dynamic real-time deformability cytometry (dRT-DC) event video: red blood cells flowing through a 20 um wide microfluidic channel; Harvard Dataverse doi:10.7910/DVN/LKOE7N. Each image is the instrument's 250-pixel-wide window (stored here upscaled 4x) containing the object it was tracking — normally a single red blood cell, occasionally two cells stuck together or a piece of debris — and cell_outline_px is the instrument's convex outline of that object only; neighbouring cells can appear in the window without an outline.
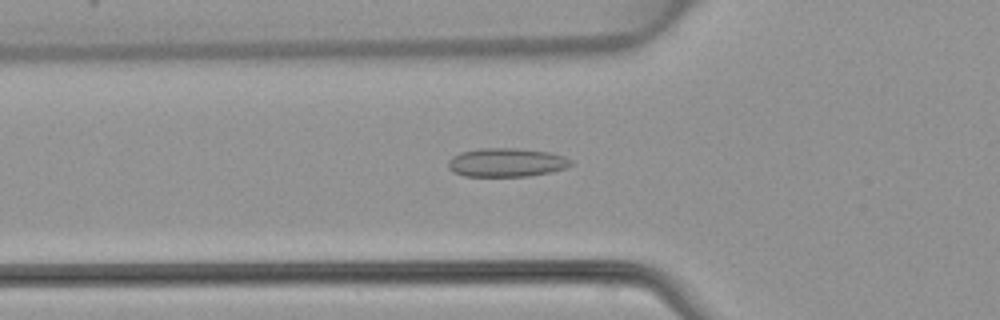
{"species": "common noctule bat (a hibernating species)", "species_latin": "Nyctalus noctula", "temperature_condition": "warm", "stored_images_in_passage": 37, "camera_frame_rate_fps": 3000, "um_per_image_px": 0.085, "animal": {"sex": "female", "body_mass_g": 22.7, "forearm_length_mm": 54.2}, "frame": {"image": 1, "passage_image": 5, "time_ms": 1.333, "image_size_px": [1000, 320], "cell_outline_px": [[572, 164], [568, 168], [552, 172], [528, 176], [464, 176], [452, 172], [448, 168], [448, 160], [452, 156], [460, 152], [480, 148], [520, 148], [548, 152], [564, 156], [572, 160]], "centroid_in_image_um": [43.05, 13.81], "position_along_channel_um": 82.8, "area_um2": 20.81}}
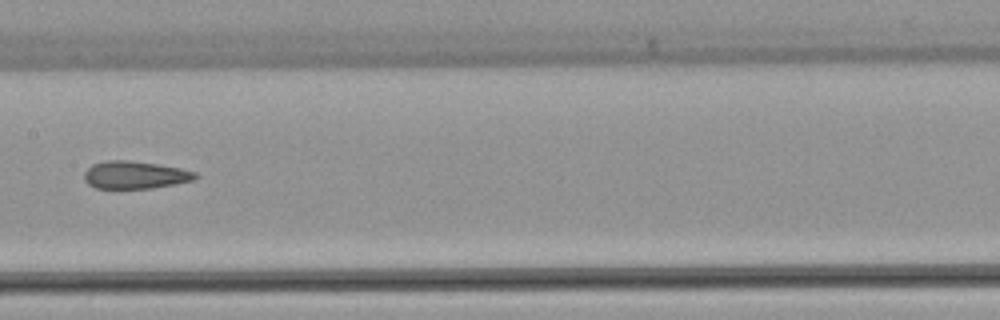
{"frame": {"image": 2, "passage_image": 13, "time_ms": 4.0, "image_size_px": [1000, 320], "cell_outline_px": [[200, 176], [192, 180], [152, 188], [96, 188], [88, 184], [84, 180], [84, 172], [92, 164], [104, 160], [128, 160], [156, 164], [180, 168], [196, 172]], "centroid_in_image_um": [11.44, 14.86], "position_along_channel_um": 196.0, "area_um2": 17.8}}
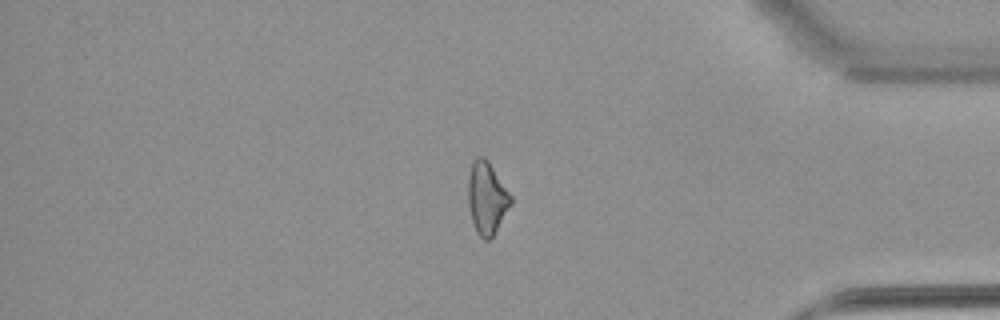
{"frame": {"image": 3, "passage_image": 29, "time_ms": 9.333, "image_size_px": [1000, 320], "cell_outline_px": [[512, 204], [492, 236], [488, 240], [484, 240], [476, 232], [472, 220], [468, 204], [468, 176], [472, 160], [476, 156], [484, 156], [488, 160], [512, 196]], "centroid_in_image_um": [41.37, 16.79], "position_along_channel_um": 393.8, "area_um2": 18.03}}